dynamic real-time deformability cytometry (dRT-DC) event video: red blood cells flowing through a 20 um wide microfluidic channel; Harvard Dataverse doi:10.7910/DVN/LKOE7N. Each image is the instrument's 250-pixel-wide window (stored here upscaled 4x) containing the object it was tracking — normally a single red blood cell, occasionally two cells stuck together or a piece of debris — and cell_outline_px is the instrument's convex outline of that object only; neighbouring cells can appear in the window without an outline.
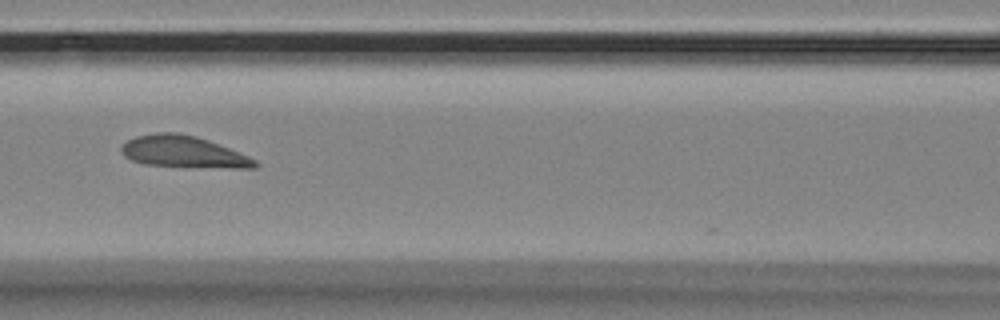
{"species": "Egyptian fruit bat (a non-hibernating species)", "species_latin": "Rousettus aegyptiacus", "temperature_condition": "room temperature", "stored_images_in_passage": 5, "camera_frame_rate_fps": 3000, "um_per_image_px": 0.085, "animal": {"sex": "female"}, "frame": {"image": 1, "passage_image": 4, "time_ms": 1.0, "image_size_px": [1000, 320], "cell_outline_px": [[260, 164], [256, 168], [232, 168], [144, 164], [132, 160], [124, 156], [120, 152], [120, 148], [128, 140], [136, 136], [156, 132], [180, 132], [196, 136], [208, 140], [248, 156], [256, 160]], "centroid_in_image_um": [15.59, 12.89], "position_along_channel_um": 151.0, "area_um2": 24.51}}
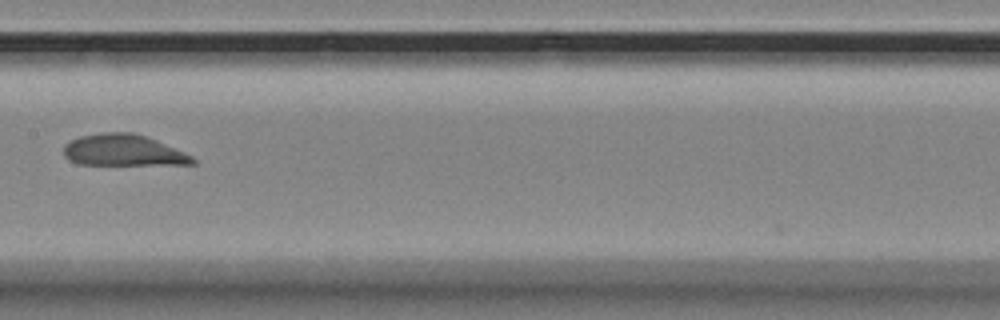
{"frame": {"image": 2, "passage_image": 5, "time_ms": 1.333, "image_size_px": [1000, 320], "cell_outline_px": [[196, 164], [76, 164], [68, 160], [64, 156], [64, 144], [80, 136], [100, 132], [132, 132], [156, 140], [184, 152], [192, 156], [196, 160]], "centroid_in_image_um": [10.44, 12.77], "position_along_channel_um": 197.0, "area_um2": 23.47}}